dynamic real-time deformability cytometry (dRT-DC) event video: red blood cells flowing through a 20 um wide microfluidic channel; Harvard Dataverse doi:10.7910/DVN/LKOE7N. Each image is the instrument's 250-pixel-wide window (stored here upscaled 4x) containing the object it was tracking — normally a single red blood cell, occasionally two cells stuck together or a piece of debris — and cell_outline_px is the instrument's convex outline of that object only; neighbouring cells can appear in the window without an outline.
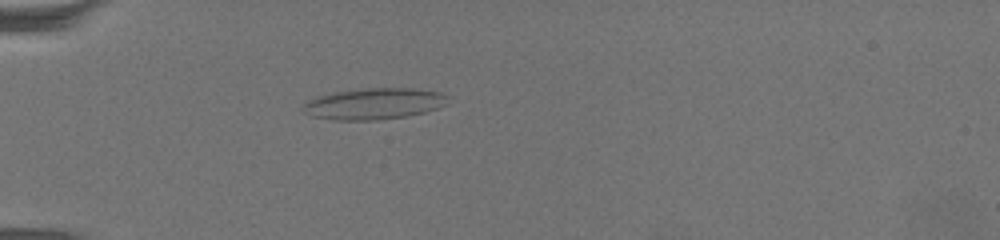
{"species": "common noctule bat (a hibernating species)", "species_latin": "Nyctalus noctula", "temperature_condition": "warm", "stored_images_in_passage": 48, "camera_frame_rate_fps": 3000, "um_per_image_px": 0.085, "animal": {"sex": "female", "body_mass_g": 19.5, "forearm_length_mm": 54.1}, "frame": {"image": 1, "passage_image": 2, "time_ms": 0.333, "image_size_px": [1000, 240], "cell_outline_px": [[448, 104], [424, 112], [404, 116], [376, 120], [336, 120], [312, 116], [304, 112], [300, 108], [304, 100], [316, 96], [336, 92], [368, 88], [412, 88], [440, 92], [448, 96]], "centroid_in_image_um": [31.74, 8.81], "position_along_channel_um": 53.3, "area_um2": 26.47}}
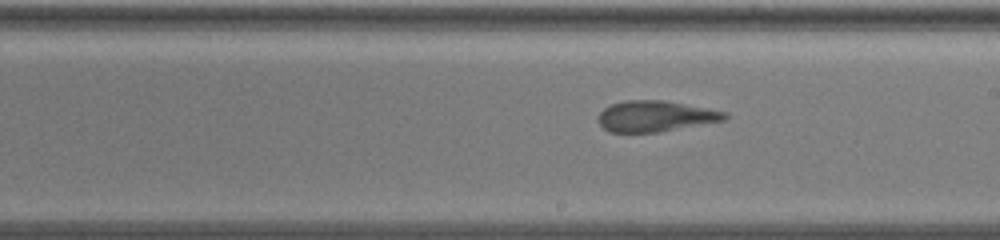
{"frame": {"image": 2, "passage_image": 21, "time_ms": 6.667, "image_size_px": [1000, 240], "cell_outline_px": [[728, 116], [724, 120], [660, 132], [608, 132], [596, 120], [600, 112], [604, 108], [612, 104], [624, 100], [664, 100], [728, 112]], "centroid_in_image_um": [55.69, 9.87], "position_along_channel_um": 233.3, "area_um2": 22.77}}
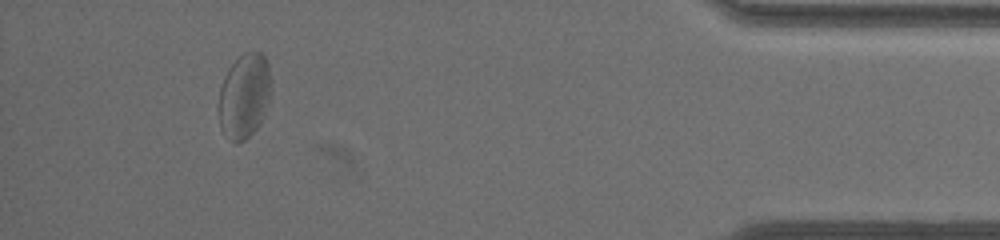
{"frame": {"image": 3, "passage_image": 43, "time_ms": 14.0, "image_size_px": [1000, 240], "cell_outline_px": [[272, 88], [264, 116], [260, 124], [244, 140], [236, 144], [220, 128], [220, 88], [224, 76], [228, 68], [244, 52], [260, 52], [264, 56], [268, 64], [272, 80]], "centroid_in_image_um": [20.8, 8.13], "position_along_channel_um": 414.4, "area_um2": 25.78}, "authors_computed_cell_mechanics": {"area_um2": 23.7269, "velocity_mm_per_s": 3.1706, "shape_relaxation_time_tau1_ms": null, "shape_relaxation_time_tau2_ms": 1.6233, "deformation_change_tau1": null, "deformation_change_tau2": 0.0836}}